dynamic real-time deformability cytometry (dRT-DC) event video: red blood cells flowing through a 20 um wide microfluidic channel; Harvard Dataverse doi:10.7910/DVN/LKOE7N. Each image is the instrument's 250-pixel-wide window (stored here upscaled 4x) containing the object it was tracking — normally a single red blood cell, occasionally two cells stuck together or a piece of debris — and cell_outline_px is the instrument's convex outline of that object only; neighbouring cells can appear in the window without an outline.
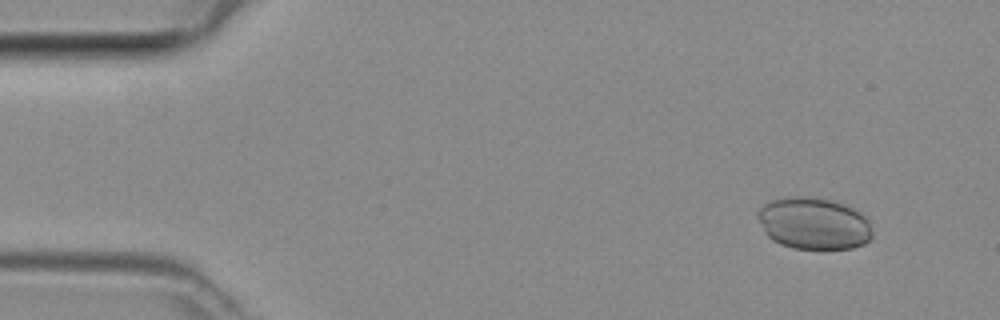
{"species": "common noctule bat (a hibernating species)", "species_latin": "Nyctalus noctula", "temperature_condition": "room temperature", "stored_images_in_passage": 3, "camera_frame_rate_fps": 3000, "um_per_image_px": 0.085, "animal": {"sex": "female", "body_mass_g": 29.2, "forearm_length_mm": 56.3}, "frame": {"image": 1, "passage_image": 1, "time_ms": 0.0, "image_size_px": [1000, 320], "cell_outline_px": [[872, 236], [864, 244], [852, 248], [792, 248], [780, 244], [772, 240], [764, 232], [756, 216], [756, 212], [764, 204], [772, 200], [788, 196], [804, 196], [828, 200], [844, 204], [860, 212], [868, 220], [872, 232]], "centroid_in_image_um": [69.13, 18.99], "position_along_channel_um": 15.9, "area_um2": 34.62}}